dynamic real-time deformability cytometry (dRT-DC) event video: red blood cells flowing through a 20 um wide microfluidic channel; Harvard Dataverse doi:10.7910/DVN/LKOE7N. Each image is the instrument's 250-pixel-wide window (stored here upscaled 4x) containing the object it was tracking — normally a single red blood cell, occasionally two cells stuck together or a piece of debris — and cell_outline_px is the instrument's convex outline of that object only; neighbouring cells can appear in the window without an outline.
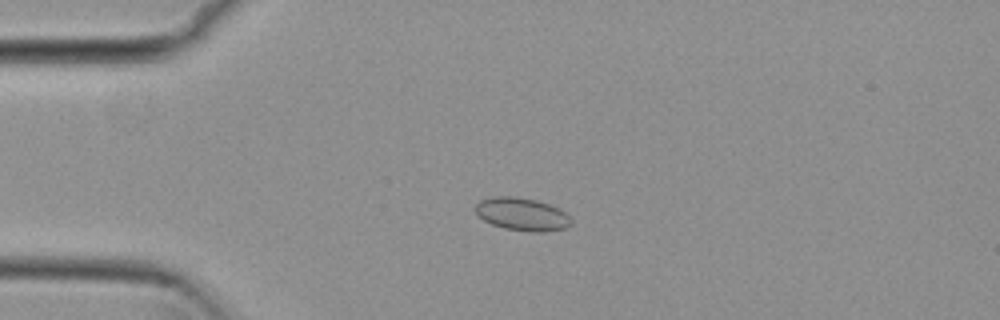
{"species": "common noctule bat (a hibernating species)", "species_latin": "Nyctalus noctula", "temperature_condition": "cold", "stored_images_in_passage": 47, "camera_frame_rate_fps": 3000, "um_per_image_px": 0.085, "animal": {"sex": "female", "body_mass_g": 29.2, "forearm_length_mm": 56.3}, "frame": {"image": 1, "passage_image": 6, "time_ms": 1.667, "image_size_px": [1000, 320], "cell_outline_px": [[572, 224], [564, 228], [544, 232], [528, 232], [504, 228], [492, 224], [484, 220], [476, 212], [476, 204], [480, 200], [492, 196], [512, 196], [536, 200], [560, 208], [572, 220]], "centroid_in_image_um": [44.38, 18.21], "position_along_channel_um": 40.6, "area_um2": 18.32}}
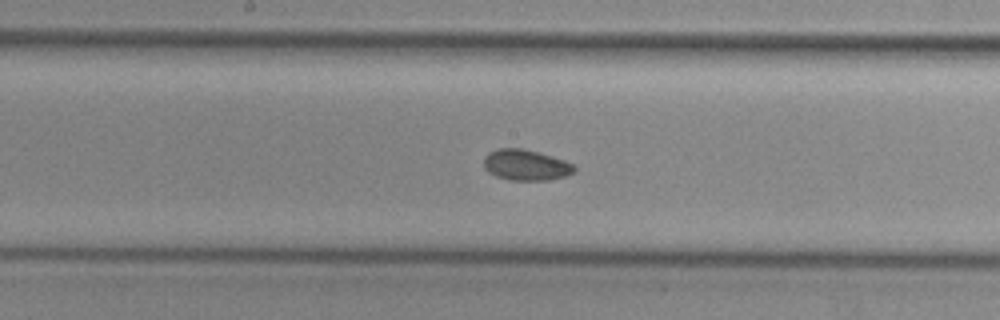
{"frame": {"image": 2, "passage_image": 21, "time_ms": 6.667, "image_size_px": [1000, 320], "cell_outline_px": [[576, 172], [564, 176], [548, 180], [508, 180], [496, 176], [488, 172], [484, 168], [484, 156], [488, 152], [496, 148], [524, 148], [552, 156], [564, 160], [572, 164], [576, 168]], "centroid_in_image_um": [44.67, 14.02], "position_along_channel_um": 203.5, "area_um2": 16.42}}
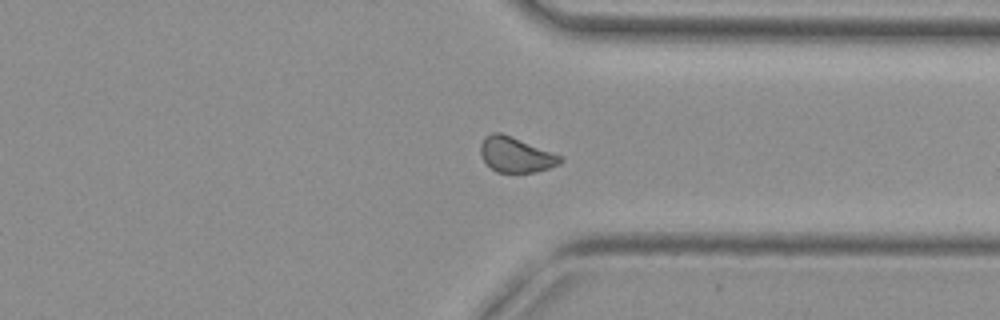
{"frame": {"image": 3, "passage_image": 34, "time_ms": 11.0, "image_size_px": [1000, 320], "cell_outline_px": [[564, 160], [560, 164], [536, 172], [496, 172], [484, 160], [480, 152], [480, 144], [484, 136], [492, 132], [500, 132], [512, 136], [564, 156]], "centroid_in_image_um": [43.87, 13.13], "position_along_channel_um": 367.5, "area_um2": 16.53}, "authors_computed_cell_mechanics": {"area_um2": 16.5886, "velocity_mm_per_s": 3.8029, "shape_relaxation_time_tau1_ms": null, "shape_relaxation_time_tau2_ms": 4.979, "deformation_change_tau1": null, "deformation_change_tau2": 0.07}}